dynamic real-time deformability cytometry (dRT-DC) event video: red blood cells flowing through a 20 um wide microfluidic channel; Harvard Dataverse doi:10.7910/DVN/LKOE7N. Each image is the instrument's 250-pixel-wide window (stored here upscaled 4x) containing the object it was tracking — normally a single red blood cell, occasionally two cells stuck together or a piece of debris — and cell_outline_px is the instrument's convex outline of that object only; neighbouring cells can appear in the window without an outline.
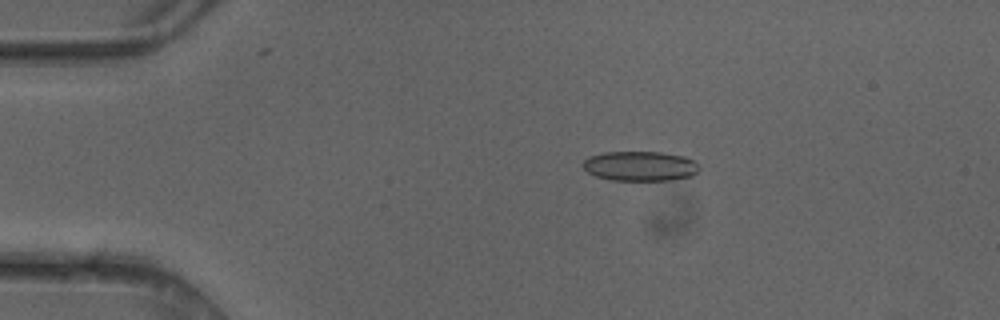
{"species": "common noctule bat (a hibernating species)", "species_latin": "Nyctalus noctula", "temperature_condition": "cold", "stored_images_in_passage": 4, "camera_frame_rate_fps": 3000, "um_per_image_px": 0.085, "animal": {"sex": "female"}, "frame": {"image": 1, "passage_image": 3, "time_ms": 0.667, "image_size_px": [1000, 320], "cell_outline_px": [[700, 168], [692, 176], [672, 180], [612, 180], [596, 176], [588, 172], [580, 164], [588, 156], [604, 152], [660, 152], [684, 156], [692, 160]], "centroid_in_image_um": [54.38, 14.11], "position_along_channel_um": 30.6, "area_um2": 20.17}}